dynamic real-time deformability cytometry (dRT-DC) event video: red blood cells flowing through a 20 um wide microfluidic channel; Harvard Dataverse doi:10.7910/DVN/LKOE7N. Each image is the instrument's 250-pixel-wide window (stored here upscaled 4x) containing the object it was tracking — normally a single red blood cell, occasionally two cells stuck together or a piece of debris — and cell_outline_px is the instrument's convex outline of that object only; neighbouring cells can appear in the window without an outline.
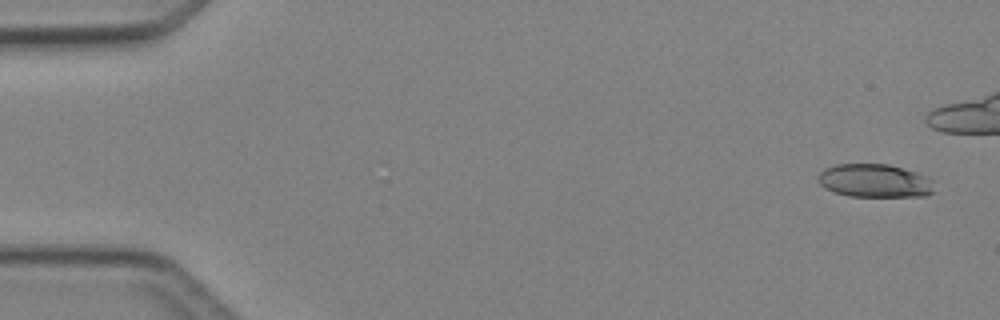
{"species": "Egyptian fruit bat (a non-hibernating species)", "species_latin": "Rousettus aegyptiacus", "temperature_condition": "cold", "stored_images_in_passage": 6, "camera_frame_rate_fps": 3000, "um_per_image_px": 0.085, "animal": {"sex": "female"}, "frame": {"image": 1, "passage_image": 1, "time_ms": 0.0, "image_size_px": [1000, 320], "cell_outline_px": [[932, 192], [928, 196], [848, 196], [832, 192], [824, 188], [816, 180], [816, 176], [824, 168], [836, 164], [888, 164], [916, 172], [928, 176], [932, 180]], "centroid_in_image_um": [74.29, 15.36], "position_along_channel_um": 10.7, "area_um2": 22.77}}